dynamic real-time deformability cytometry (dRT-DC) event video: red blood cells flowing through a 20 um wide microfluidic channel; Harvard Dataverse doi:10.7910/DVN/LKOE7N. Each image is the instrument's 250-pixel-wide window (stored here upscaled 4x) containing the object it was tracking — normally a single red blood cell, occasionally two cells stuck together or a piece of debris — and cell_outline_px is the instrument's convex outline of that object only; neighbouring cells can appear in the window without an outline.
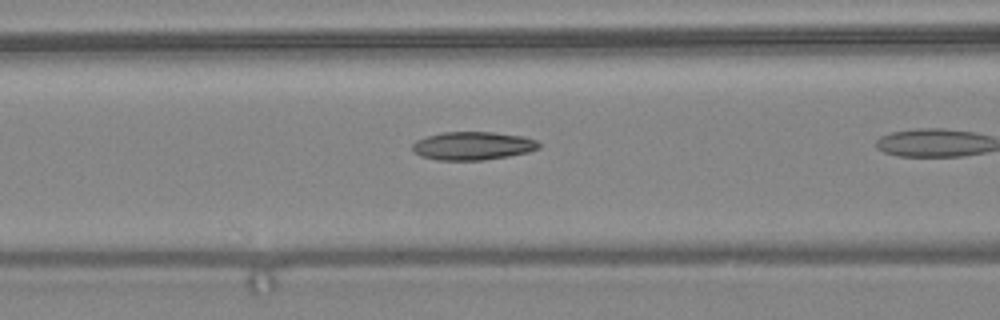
{"species": "common noctule bat (a hibernating species)", "species_latin": "Nyctalus noctula", "temperature_condition": "warm", "stored_images_in_passage": 4, "camera_frame_rate_fps": 3000, "um_per_image_px": 0.085, "animal": {"sex": "female", "body_mass_g": 24.6, "forearm_length_mm": 56.2}, "frame": {"image": 1, "passage_image": 3, "time_ms": 0.667, "image_size_px": [1000, 320], "cell_outline_px": [[540, 148], [528, 152], [508, 156], [484, 160], [436, 160], [420, 156], [412, 152], [412, 144], [416, 140], [440, 132], [492, 132], [524, 136], [536, 140], [540, 144]], "centroid_in_image_um": [40.16, 12.39], "position_along_channel_um": 126.4, "area_um2": 20.98}}